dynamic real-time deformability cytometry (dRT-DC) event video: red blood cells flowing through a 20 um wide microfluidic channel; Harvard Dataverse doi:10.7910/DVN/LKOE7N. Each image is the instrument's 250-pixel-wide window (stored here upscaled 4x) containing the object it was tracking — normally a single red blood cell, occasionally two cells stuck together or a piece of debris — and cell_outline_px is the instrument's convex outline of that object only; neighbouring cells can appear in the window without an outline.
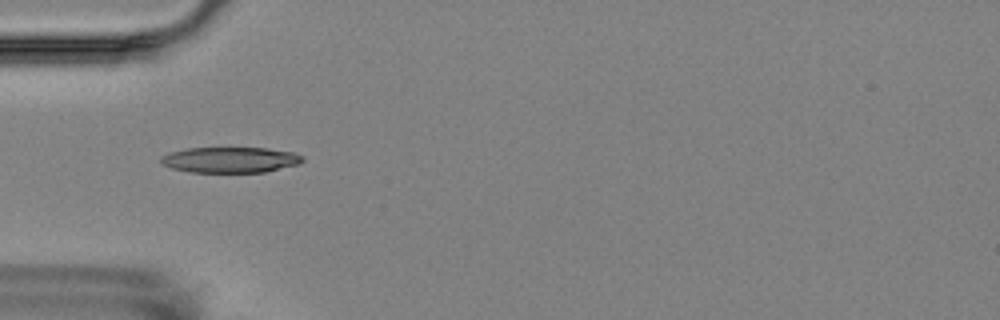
{"species": "Egyptian fruit bat (a non-hibernating species)", "species_latin": "Rousettus aegyptiacus", "temperature_condition": "room temperature", "stored_images_in_passage": 5, "camera_frame_rate_fps": 3000, "um_per_image_px": 0.085, "animal": {"sex": "female"}, "frame": {"image": 1, "passage_image": 3, "time_ms": 3.333, "image_size_px": [1000, 320], "cell_outline_px": [[304, 160], [300, 164], [264, 172], [188, 172], [172, 168], [160, 164], [160, 156], [168, 152], [188, 148], [268, 148], [292, 152], [304, 156]], "centroid_in_image_um": [19.55, 13.58], "position_along_channel_um": 65.5, "area_um2": 21.39}}
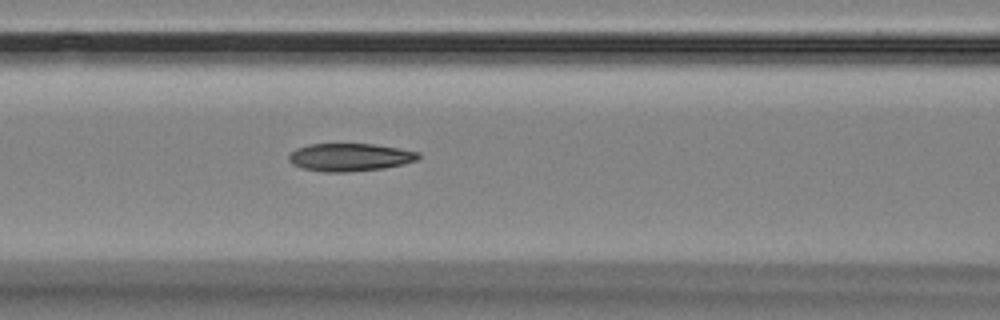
{"frame": {"image": 2, "passage_image": 5, "time_ms": 5.333, "image_size_px": [1000, 320], "cell_outline_px": [[420, 156], [416, 160], [404, 164], [384, 168], [348, 172], [324, 172], [304, 168], [292, 164], [288, 160], [288, 156], [296, 148], [308, 144], [372, 144], [400, 148], [420, 152]], "centroid_in_image_um": [29.75, 13.36], "position_along_channel_um": 136.9, "area_um2": 21.04}}